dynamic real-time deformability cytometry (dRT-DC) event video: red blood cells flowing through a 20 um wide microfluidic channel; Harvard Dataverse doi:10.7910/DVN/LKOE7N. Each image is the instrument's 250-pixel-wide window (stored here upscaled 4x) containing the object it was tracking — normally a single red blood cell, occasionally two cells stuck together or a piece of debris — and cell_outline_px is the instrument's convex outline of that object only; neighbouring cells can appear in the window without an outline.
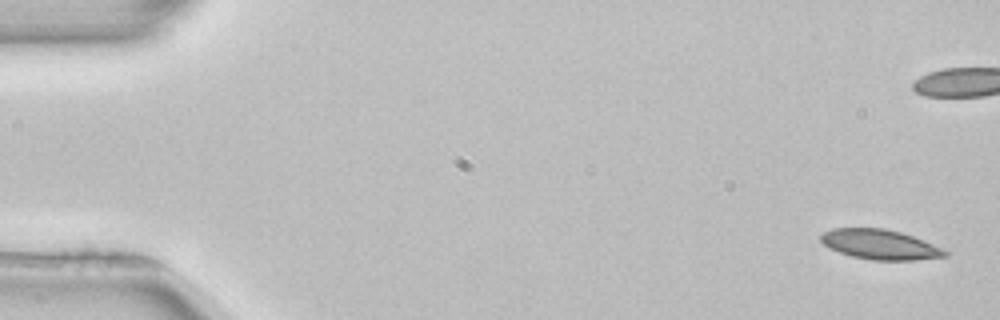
{"species": "common noctule bat (a hibernating species)", "species_latin": "Nyctalus noctula", "temperature_condition": "room temperature", "stored_images_in_passage": 15, "camera_frame_rate_fps": 3000, "um_per_image_px": 0.085, "animal": {"sex": "female", "body_mass_g": 22.7, "forearm_length_mm": 54.2}, "frame": {"image": 1, "passage_image": 1, "time_ms": 0.0, "image_size_px": [1000, 320], "cell_outline_px": [[948, 256], [916, 260], [872, 260], [852, 256], [828, 248], [820, 240], [820, 236], [824, 232], [832, 228], [884, 228], [900, 232], [912, 236], [932, 244], [948, 252]], "centroid_in_image_um": [74.77, 20.78], "position_along_channel_um": 10.2, "area_um2": 21.44}}